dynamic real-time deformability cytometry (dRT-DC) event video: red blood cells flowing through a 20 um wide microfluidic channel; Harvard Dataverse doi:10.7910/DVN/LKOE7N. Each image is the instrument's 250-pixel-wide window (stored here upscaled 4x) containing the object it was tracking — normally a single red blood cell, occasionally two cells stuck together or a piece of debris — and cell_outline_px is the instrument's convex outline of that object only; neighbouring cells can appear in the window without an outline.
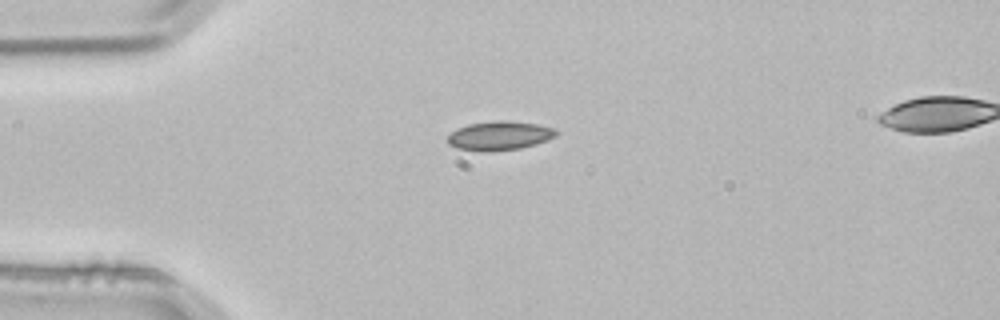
{"species": "common noctule bat (a hibernating species)", "species_latin": "Nyctalus noctula", "temperature_condition": "room temperature", "stored_images_in_passage": 4, "camera_frame_rate_fps": 3000, "um_per_image_px": 0.085, "animal": {"sex": "male", "body_mass_g": 21.5, "forearm_length_mm": 52.0}, "frame": {"image": 1, "passage_image": 4, "time_ms": 1.0, "image_size_px": [1000, 320], "cell_outline_px": [[560, 132], [556, 136], [548, 140], [536, 144], [520, 148], [492, 152], [484, 152], [456, 148], [448, 144], [448, 136], [452, 132], [468, 124], [500, 120], [504, 120], [536, 124], [552, 128]], "centroid_in_image_um": [42.47, 11.55], "position_along_channel_um": 42.5, "area_um2": 18.32}}